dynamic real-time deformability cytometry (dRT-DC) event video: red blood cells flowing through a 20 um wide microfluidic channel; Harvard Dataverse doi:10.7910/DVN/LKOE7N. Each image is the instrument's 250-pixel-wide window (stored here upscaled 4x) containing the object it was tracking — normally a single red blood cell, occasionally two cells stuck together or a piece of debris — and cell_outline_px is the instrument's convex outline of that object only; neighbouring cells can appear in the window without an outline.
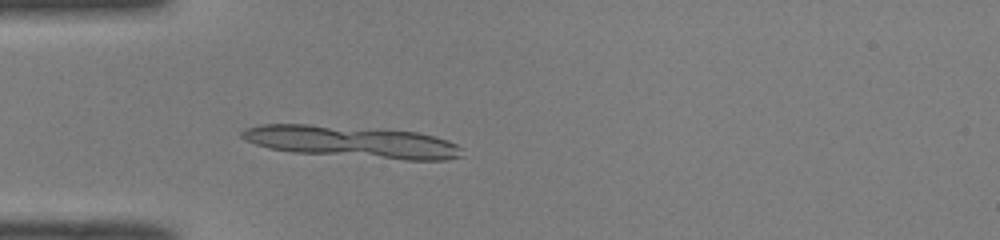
{"species": "common noctule bat (a hibernating species)", "species_latin": "Nyctalus noctula", "temperature_condition": "room temperature", "stored_images_in_passage": 23, "camera_frame_rate_fps": 3000, "um_per_image_px": 0.085, "animal": {"sex": "male", "body_mass_g": 19.0, "forearm_length_mm": 50.8}, "frame": {"image": 1, "passage_image": 14, "time_ms": 4.333, "image_size_px": [1000, 240], "cell_outline_px": [[452, 156], [392, 156], [376, 152], [364, 148], [364, 132], [408, 132], [428, 136], [452, 144]], "centroid_in_image_um": [34.52, 12.28], "position_along_channel_um": 50.5, "area_um2": 12.83}}